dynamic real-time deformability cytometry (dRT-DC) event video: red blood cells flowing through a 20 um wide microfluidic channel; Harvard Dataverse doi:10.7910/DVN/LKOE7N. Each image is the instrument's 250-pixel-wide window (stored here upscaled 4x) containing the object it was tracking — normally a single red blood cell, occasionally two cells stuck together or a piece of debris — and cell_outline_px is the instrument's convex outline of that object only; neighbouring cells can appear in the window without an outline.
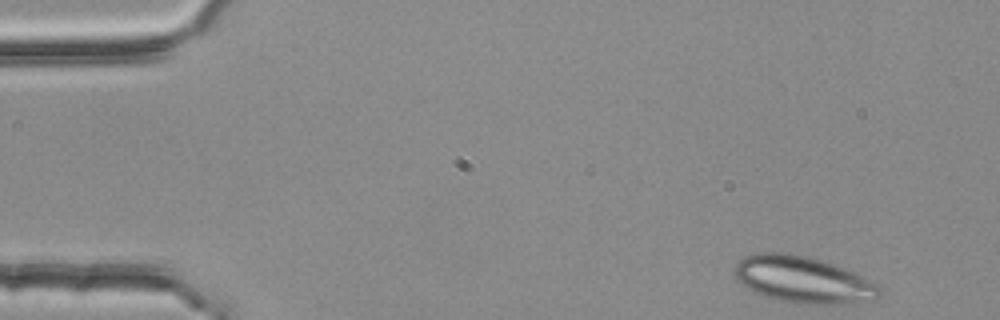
{"species": "common noctule bat (a hibernating species)", "species_latin": "Nyctalus noctula", "temperature_condition": "room temperature", "stored_images_in_passage": 48, "segment_of_instrument_passage": [1, 2], "camera_frame_rate_fps": 3000, "um_per_image_px": 0.085, "animal": {"sex": "female", "body_mass_g": 25.1}, "frame": {"image": 1, "passage_image": 1, "time_ms": 0.0, "image_size_px": [1000, 320], "cell_outline_px": [[880, 296], [876, 300], [844, 304], [792, 304], [752, 292], [740, 284], [736, 280], [732, 272], [732, 268], [744, 256], [760, 252], [788, 252], [808, 256], [832, 264], [876, 280], [880, 288]], "centroid_in_image_um": [68.25, 23.78], "position_along_channel_um": 16.7, "area_um2": 40.34}}